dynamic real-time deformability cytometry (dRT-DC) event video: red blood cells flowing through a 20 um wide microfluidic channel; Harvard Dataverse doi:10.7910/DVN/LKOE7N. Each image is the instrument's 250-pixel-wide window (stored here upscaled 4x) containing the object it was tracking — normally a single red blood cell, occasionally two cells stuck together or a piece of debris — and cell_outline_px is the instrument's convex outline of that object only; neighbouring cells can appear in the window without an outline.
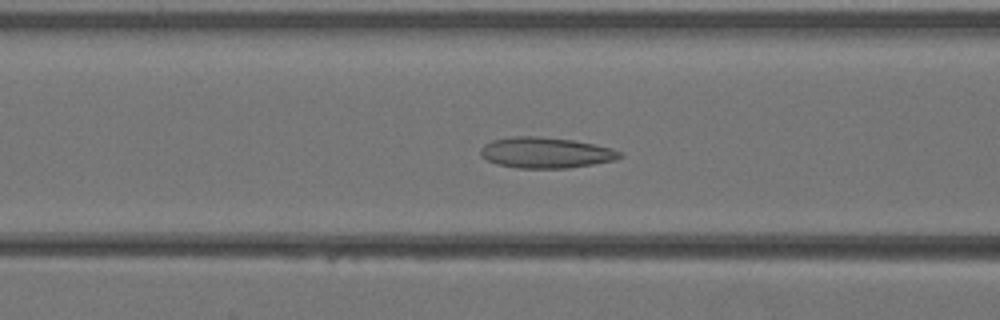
{"species": "Egyptian fruit bat (a non-hibernating species)", "species_latin": "Rousettus aegyptiacus", "temperature_condition": "warm", "stored_images_in_passage": 40, "camera_frame_rate_fps": 3000, "um_per_image_px": 0.085, "animal": {"sex": "female"}, "frame": {"image": 1, "passage_image": 16, "time_ms": 5.0, "image_size_px": [1000, 320], "cell_outline_px": [[624, 156], [616, 160], [568, 168], [520, 168], [496, 164], [480, 156], [480, 148], [484, 144], [492, 140], [512, 136], [536, 136], [572, 140], [612, 148], [620, 152]], "centroid_in_image_um": [46.36, 12.98], "position_along_channel_um": 120.2, "area_um2": 24.97}}
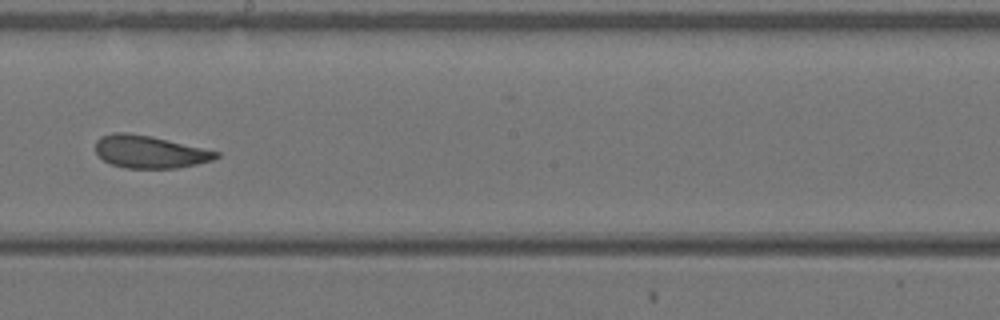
{"frame": {"image": 2, "passage_image": 23, "time_ms": 7.333, "image_size_px": [1000, 320], "cell_outline_px": [[220, 156], [212, 160], [196, 164], [176, 168], [124, 168], [112, 164], [104, 160], [96, 152], [96, 140], [100, 136], [112, 132], [128, 132], [152, 136], [220, 152]], "centroid_in_image_um": [12.71, 12.89], "position_along_channel_um": 235.5, "area_um2": 22.89}}
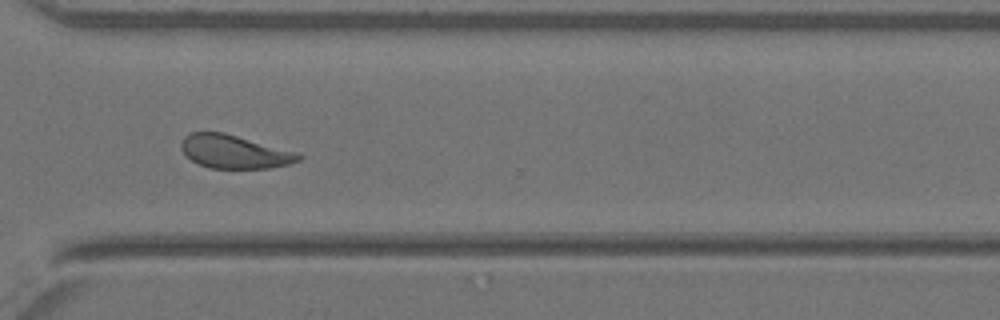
{"frame": {"image": 3, "passage_image": 30, "time_ms": 9.667, "image_size_px": [1000, 320], "cell_outline_px": [[304, 156], [300, 160], [288, 164], [268, 168], [212, 168], [200, 164], [192, 160], [180, 148], [180, 144], [184, 136], [192, 132], [224, 132], [300, 152]], "centroid_in_image_um": [19.97, 12.88], "position_along_channel_um": 350.6, "area_um2": 22.95}}